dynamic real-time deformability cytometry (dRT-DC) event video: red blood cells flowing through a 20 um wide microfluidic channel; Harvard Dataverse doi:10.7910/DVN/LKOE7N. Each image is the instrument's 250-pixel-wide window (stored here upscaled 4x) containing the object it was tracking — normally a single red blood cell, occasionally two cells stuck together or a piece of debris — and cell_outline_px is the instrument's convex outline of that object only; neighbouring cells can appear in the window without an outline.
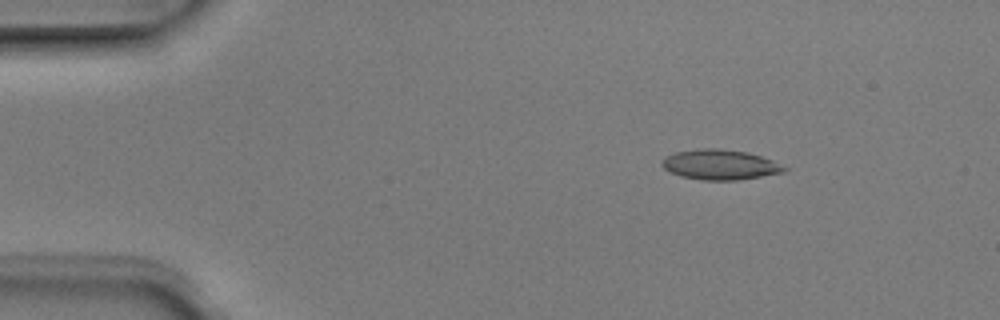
{"species": "Egyptian fruit bat (a non-hibernating species)", "species_latin": "Rousettus aegyptiacus", "temperature_condition": "room temperature", "stored_images_in_passage": 4, "camera_frame_rate_fps": 3000, "um_per_image_px": 0.085, "animal": {"sex": "male"}, "frame": {"image": 1, "passage_image": 2, "time_ms": 0.333, "image_size_px": [1000, 320], "cell_outline_px": [[788, 168], [784, 172], [736, 180], [704, 180], [680, 176], [668, 172], [660, 164], [668, 156], [676, 152], [704, 148], [720, 148], [748, 152], [772, 160]], "centroid_in_image_um": [61.2, 13.99], "position_along_channel_um": 23.8, "area_um2": 21.27}}